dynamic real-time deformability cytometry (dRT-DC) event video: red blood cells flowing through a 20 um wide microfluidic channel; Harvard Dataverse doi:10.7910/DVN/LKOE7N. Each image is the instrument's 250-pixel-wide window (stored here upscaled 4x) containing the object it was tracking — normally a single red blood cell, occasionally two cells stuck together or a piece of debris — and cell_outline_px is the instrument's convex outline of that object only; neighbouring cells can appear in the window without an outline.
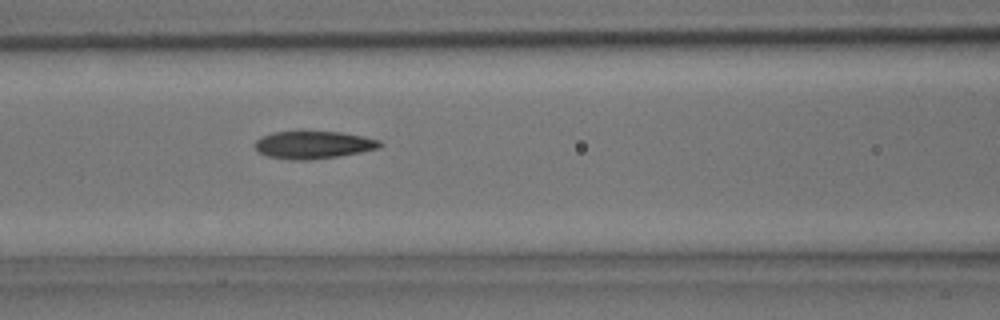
{"species": "common noctule bat (a hibernating species)", "species_latin": "Nyctalus noctula", "temperature_condition": "room temperature", "stored_images_in_passage": 3, "camera_frame_rate_fps": 3000, "um_per_image_px": 0.085, "animal": {"sex": "male", "body_mass_g": 15.6}, "frame": {"image": 1, "passage_image": 3, "time_ms": 0.667, "image_size_px": [1000, 320], "cell_outline_px": [[384, 144], [380, 148], [340, 156], [308, 160], [288, 160], [268, 156], [260, 152], [256, 148], [256, 140], [260, 136], [272, 132], [340, 132], [364, 136], [380, 140]], "centroid_in_image_um": [26.67, 12.32], "position_along_channel_um": 139.9, "area_um2": 20.11}}